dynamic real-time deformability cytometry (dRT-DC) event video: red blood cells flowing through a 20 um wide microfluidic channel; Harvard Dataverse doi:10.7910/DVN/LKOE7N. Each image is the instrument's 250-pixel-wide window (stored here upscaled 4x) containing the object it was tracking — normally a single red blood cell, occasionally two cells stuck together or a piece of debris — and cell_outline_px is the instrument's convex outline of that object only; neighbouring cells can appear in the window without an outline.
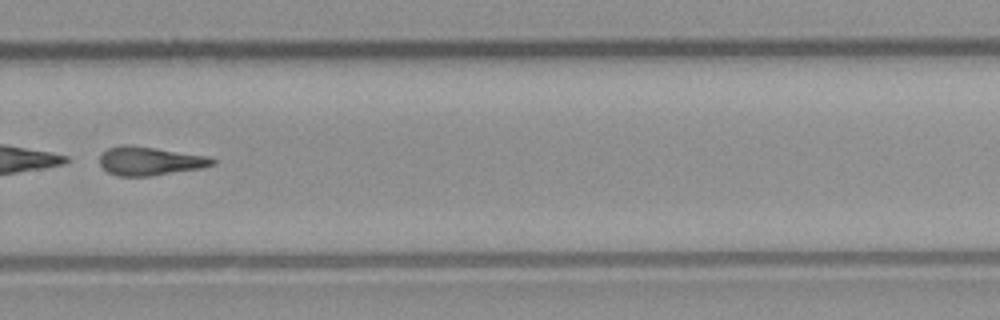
{"species": "common noctule bat (a hibernating species)", "species_latin": "Nyctalus noctula", "temperature_condition": "room temperature", "stored_images_in_passage": 53, "camera_frame_rate_fps": 3000, "um_per_image_px": 0.085, "animal": {"sex": "male", "body_mass_g": 23.1, "forearm_length_mm": 52.7}, "frame": {"image": 1, "passage_image": 37, "time_ms": 12.0, "image_size_px": [1000, 320], "cell_outline_px": [[216, 164], [204, 168], [148, 176], [120, 176], [108, 172], [100, 164], [100, 156], [108, 148], [124, 144], [128, 144], [156, 148], [208, 156], [216, 160]], "centroid_in_image_um": [12.77, 13.68], "position_along_channel_um": 317.0, "area_um2": 18.79}}
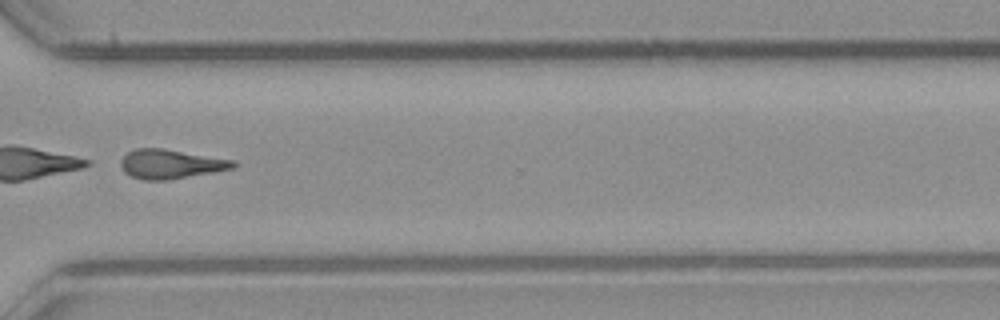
{"frame": {"image": 2, "passage_image": 40, "time_ms": 13.0, "image_size_px": [1000, 320], "cell_outline_px": [[236, 168], [168, 180], [144, 180], [132, 176], [124, 172], [120, 164], [120, 160], [128, 152], [136, 148], [160, 148], [236, 160]], "centroid_in_image_um": [14.52, 13.94], "position_along_channel_um": 356.1, "area_um2": 19.13}}